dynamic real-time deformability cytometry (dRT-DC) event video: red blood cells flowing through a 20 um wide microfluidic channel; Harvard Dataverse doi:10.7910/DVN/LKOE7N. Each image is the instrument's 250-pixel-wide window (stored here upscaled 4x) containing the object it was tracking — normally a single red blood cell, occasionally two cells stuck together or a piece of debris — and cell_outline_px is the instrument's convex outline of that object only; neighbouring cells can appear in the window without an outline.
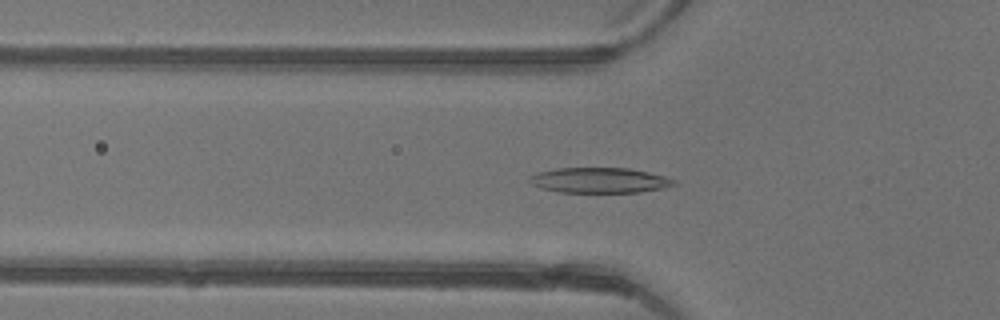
{"species": "common noctule bat (a hibernating species)", "species_latin": "Nyctalus noctula", "temperature_condition": "warm", "stored_images_in_passage": 48, "camera_frame_rate_fps": 3000, "um_per_image_px": 0.085, "animal": {"sex": "female"}, "frame": {"image": 1, "passage_image": 17, "time_ms": 5.333, "image_size_px": [1000, 320], "cell_outline_px": [[676, 184], [660, 188], [640, 192], [560, 192], [540, 188], [532, 184], [528, 180], [528, 176], [536, 172], [556, 168], [628, 168], [648, 172], [664, 176], [676, 180]], "centroid_in_image_um": [50.9, 15.32], "position_along_channel_um": 74.9, "area_um2": 21.27}}
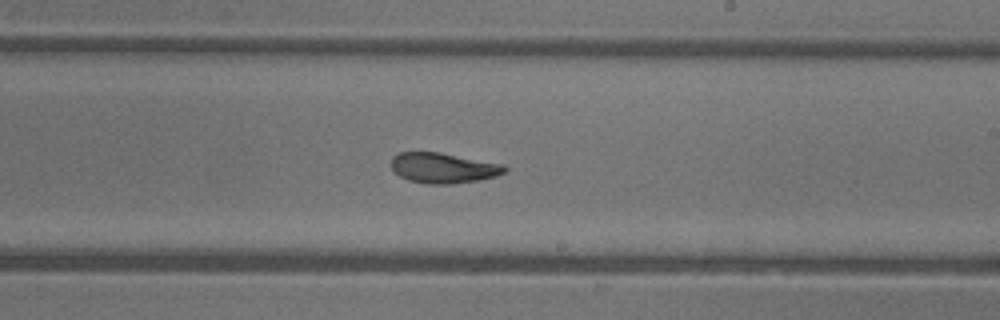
{"frame": {"image": 2, "passage_image": 29, "time_ms": 9.333, "image_size_px": [1000, 320], "cell_outline_px": [[508, 172], [496, 176], [480, 180], [448, 184], [428, 184], [408, 180], [400, 176], [392, 168], [392, 156], [400, 152], [440, 152], [504, 164], [508, 168]], "centroid_in_image_um": [37.73, 14.27], "position_along_channel_um": 251.3, "area_um2": 20.17}}
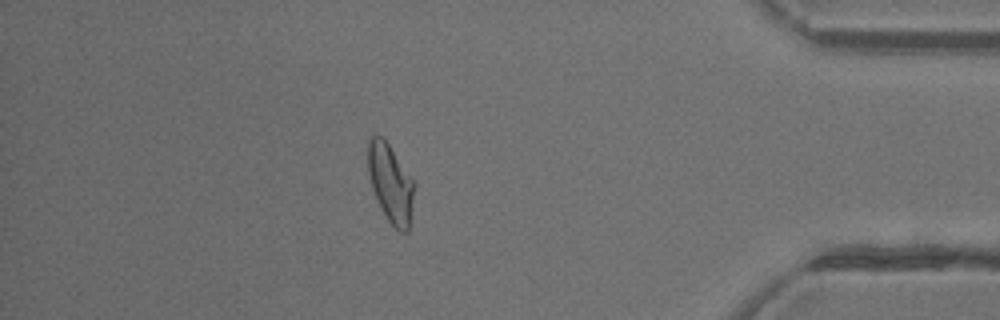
{"frame": {"image": 3, "passage_image": 42, "time_ms": 13.667, "image_size_px": [1000, 320], "cell_outline_px": [[412, 196], [408, 232], [400, 232], [388, 220], [372, 188], [368, 172], [368, 136], [372, 132], [376, 132], [384, 136], [412, 180]], "centroid_in_image_um": [33.13, 15.45], "position_along_channel_um": 402.1, "area_um2": 20.58}, "authors_computed_cell_mechanics": {"area_um2": 21.4149, "velocity_mm_per_s": 4.3932, "shape_relaxation_time_tau1_ms": 9.4831, "shape_relaxation_time_tau2_ms": 2.3099, "deformation_change_tau1": 0.2894, "deformation_change_tau2": 0.1019}}